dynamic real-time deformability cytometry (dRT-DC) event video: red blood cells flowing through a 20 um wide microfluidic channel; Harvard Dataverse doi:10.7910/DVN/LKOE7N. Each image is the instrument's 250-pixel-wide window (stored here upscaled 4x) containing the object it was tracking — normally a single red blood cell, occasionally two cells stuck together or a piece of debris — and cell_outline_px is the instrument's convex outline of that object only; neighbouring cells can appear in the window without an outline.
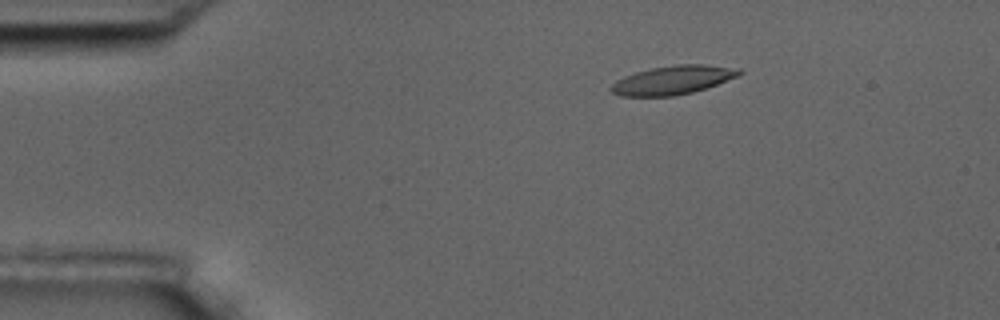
{"species": "common noctule bat (a hibernating species)", "species_latin": "Nyctalus noctula", "temperature_condition": "room temperature", "stored_images_in_passage": 2, "camera_frame_rate_fps": 3000, "um_per_image_px": 0.085, "animal": {"sex": "male", "body_mass_g": 17.5, "forearm_length_mm": 52.3}, "frame": {"image": 1, "passage_image": 1, "time_ms": 0.0, "image_size_px": [1000, 320], "cell_outline_px": [[744, 72], [736, 76], [716, 84], [692, 92], [676, 96], [620, 96], [612, 92], [608, 88], [616, 80], [624, 76], [636, 72], [652, 68], [676, 64], [704, 64], [740, 68]], "centroid_in_image_um": [57.16, 6.8], "position_along_channel_um": 27.8, "area_um2": 21.39}}